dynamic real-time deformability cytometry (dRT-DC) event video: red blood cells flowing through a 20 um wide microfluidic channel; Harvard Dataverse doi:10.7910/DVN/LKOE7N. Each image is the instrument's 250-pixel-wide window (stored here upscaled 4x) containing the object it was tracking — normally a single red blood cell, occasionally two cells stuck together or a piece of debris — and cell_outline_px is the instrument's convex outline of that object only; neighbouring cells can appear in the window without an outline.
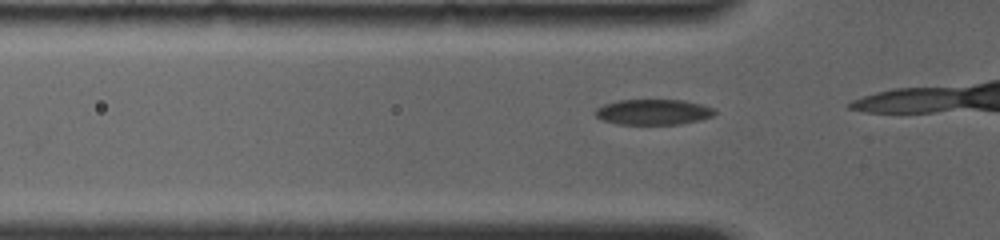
{"species": "common noctule bat (a hibernating species)", "species_latin": "Nyctalus noctula", "temperature_condition": "room temperature", "stored_images_in_passage": 7, "camera_frame_rate_fps": 4000, "um_per_image_px": 0.085, "animal": {"sex": "female", "body_mass_g": 19.0, "forearm_length_mm": 56.7}, "frame": {"image": 1, "passage_image": 4, "time_ms": 0.75, "image_size_px": [1000, 240], "cell_outline_px": [[716, 112], [712, 116], [700, 120], [680, 124], [616, 124], [604, 120], [596, 116], [596, 108], [604, 104], [620, 100], [684, 100], [716, 108]], "centroid_in_image_um": [55.56, 9.52], "position_along_channel_um": 70.2, "area_um2": 17.69}}